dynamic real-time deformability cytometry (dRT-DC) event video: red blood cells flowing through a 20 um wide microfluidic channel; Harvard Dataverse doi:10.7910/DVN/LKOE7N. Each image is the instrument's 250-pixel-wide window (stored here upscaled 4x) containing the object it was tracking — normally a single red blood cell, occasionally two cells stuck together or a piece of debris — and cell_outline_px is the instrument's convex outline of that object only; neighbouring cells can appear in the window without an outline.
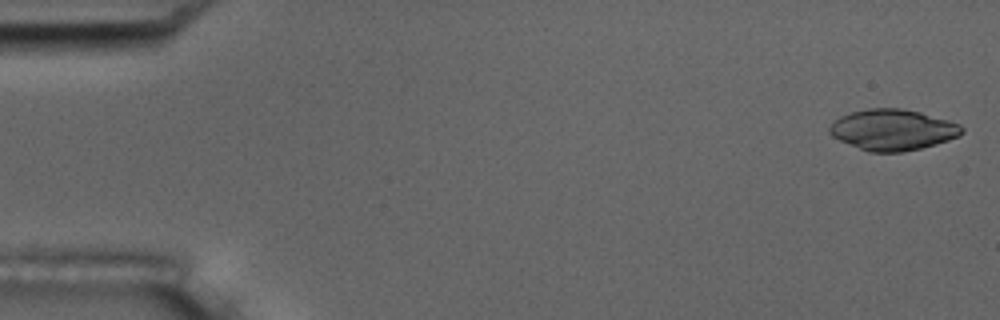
{"species": "common noctule bat (a hibernating species)", "species_latin": "Nyctalus noctula", "temperature_condition": "room temperature", "stored_images_in_passage": 52, "camera_frame_rate_fps": 3000, "um_per_image_px": 0.085, "animal": {"sex": "male", "body_mass_g": 17.5, "forearm_length_mm": 52.3}, "frame": {"image": 1, "passage_image": 1, "time_ms": 0.0, "image_size_px": [1000, 320], "cell_outline_px": [[964, 132], [960, 136], [936, 144], [920, 148], [900, 152], [868, 152], [840, 140], [832, 136], [828, 132], [828, 128], [840, 116], [852, 112], [868, 108], [900, 108], [920, 112], [948, 120], [960, 124], [964, 128]], "centroid_in_image_um": [75.9, 11.03], "position_along_channel_um": 9.1, "area_um2": 31.5}}